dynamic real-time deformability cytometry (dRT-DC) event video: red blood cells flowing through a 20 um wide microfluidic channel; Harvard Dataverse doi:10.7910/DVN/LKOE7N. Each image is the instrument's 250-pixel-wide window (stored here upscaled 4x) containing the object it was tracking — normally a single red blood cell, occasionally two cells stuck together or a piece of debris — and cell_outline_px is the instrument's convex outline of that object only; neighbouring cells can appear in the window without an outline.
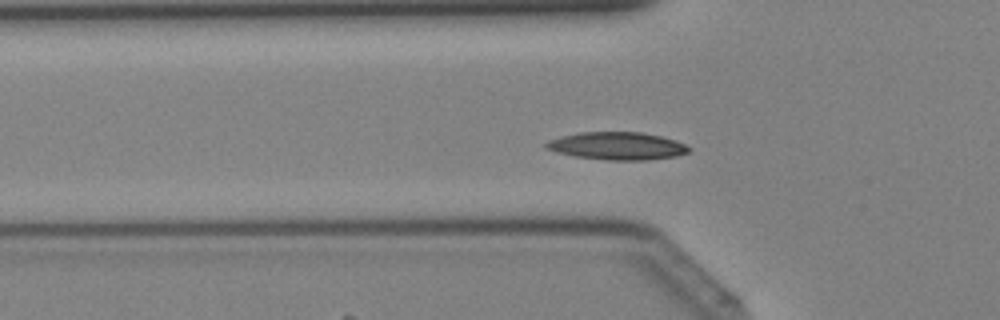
{"species": "Egyptian fruit bat (a non-hibernating species)", "species_latin": "Rousettus aegyptiacus", "temperature_condition": "cold", "stored_images_in_passage": 42, "camera_frame_rate_fps": 3000, "um_per_image_px": 0.085, "animal": {"sex": "female"}, "frame": {"image": 1, "passage_image": 14, "time_ms": 4.333, "image_size_px": [1000, 320], "cell_outline_px": [[692, 152], [676, 156], [648, 160], [608, 160], [572, 156], [556, 152], [544, 148], [544, 144], [548, 140], [560, 136], [580, 132], [640, 132], [660, 136], [676, 140], [692, 148]], "centroid_in_image_um": [52.46, 12.41], "position_along_channel_um": 73.3, "area_um2": 23.29}}
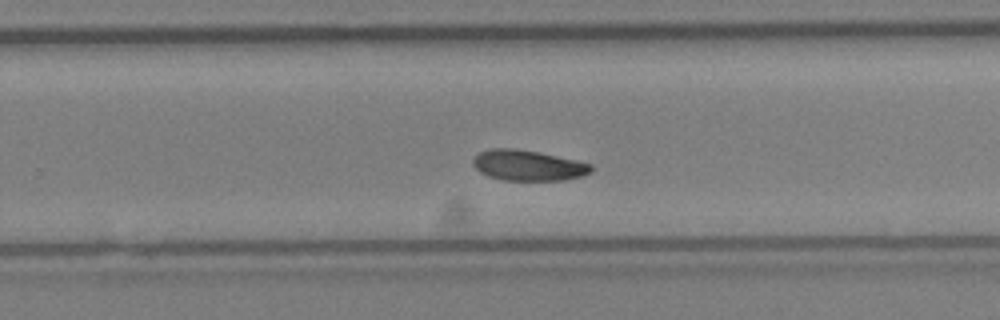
{"frame": {"image": 2, "passage_image": 27, "time_ms": 8.667, "image_size_px": [1000, 320], "cell_outline_px": [[592, 172], [584, 176], [564, 180], [504, 180], [488, 176], [480, 172], [472, 164], [472, 160], [480, 152], [488, 148], [516, 148], [540, 152], [576, 160], [592, 164]], "centroid_in_image_um": [44.9, 14.05], "position_along_channel_um": 284.9, "area_um2": 21.21}}
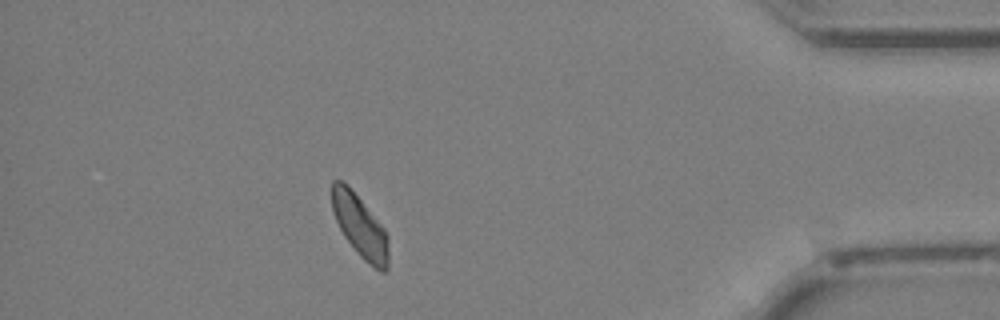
{"frame": {"image": 3, "passage_image": 37, "time_ms": 12.0, "image_size_px": [1000, 320], "cell_outline_px": [[388, 268], [384, 272], [380, 272], [368, 264], [356, 252], [344, 236], [336, 220], [332, 208], [332, 180], [340, 180], [348, 184], [384, 228], [388, 236]], "centroid_in_image_um": [30.61, 19.24], "position_along_channel_um": 404.6, "area_um2": 20.58}}